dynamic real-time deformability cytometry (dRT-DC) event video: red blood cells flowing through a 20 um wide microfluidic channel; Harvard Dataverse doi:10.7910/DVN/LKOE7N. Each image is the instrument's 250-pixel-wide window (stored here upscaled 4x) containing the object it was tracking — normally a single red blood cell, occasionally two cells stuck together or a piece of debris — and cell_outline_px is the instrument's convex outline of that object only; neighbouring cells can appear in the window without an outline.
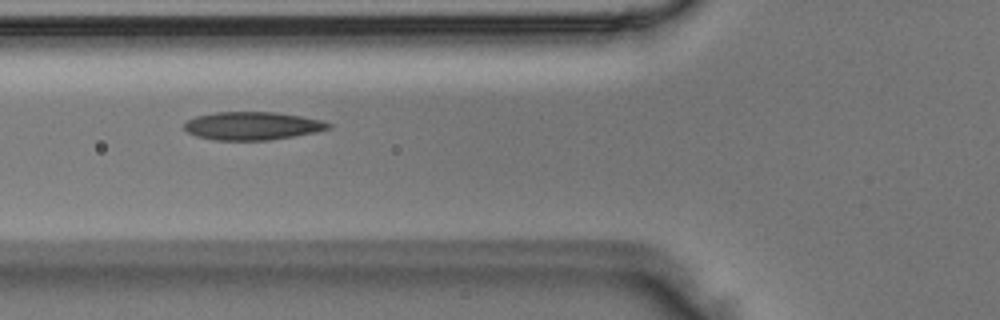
{"species": "Egyptian fruit bat (a non-hibernating species)", "species_latin": "Rousettus aegyptiacus", "temperature_condition": "room temperature", "stored_images_in_passage": 9, "camera_frame_rate_fps": 3000, "um_per_image_px": 0.085, "animal": {"sex": "male"}, "frame": {"image": 1, "passage_image": 6, "time_ms": 1.667, "image_size_px": [1000, 320], "cell_outline_px": [[332, 128], [316, 132], [268, 140], [216, 140], [196, 136], [188, 132], [184, 128], [184, 124], [188, 120], [196, 116], [216, 112], [276, 112], [300, 116], [320, 120], [332, 124]], "centroid_in_image_um": [21.45, 10.69], "position_along_channel_um": 104.4, "area_um2": 23.47}}
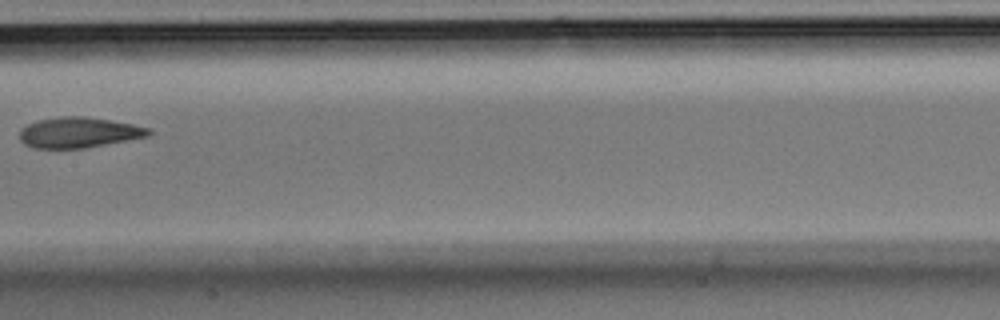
{"frame": {"image": 2, "passage_image": 8, "time_ms": 2.333, "image_size_px": [1000, 320], "cell_outline_px": [[152, 132], [148, 136], [84, 148], [32, 148], [24, 144], [20, 140], [20, 132], [28, 124], [36, 120], [60, 116], [84, 116], [132, 124], [152, 128]], "centroid_in_image_um": [6.69, 11.26], "position_along_channel_um": 200.7, "area_um2": 22.83}}
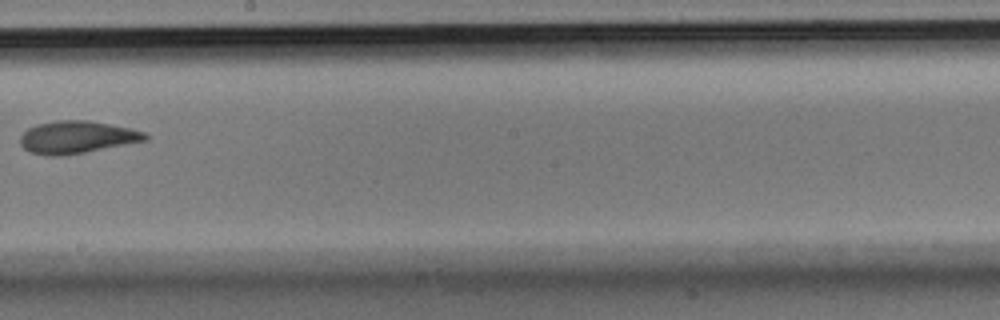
{"frame": {"image": 3, "passage_image": 9, "time_ms": 2.667, "image_size_px": [1000, 320], "cell_outline_px": [[148, 140], [84, 152], [60, 156], [48, 156], [32, 152], [24, 148], [20, 144], [20, 136], [28, 128], [36, 124], [60, 120], [88, 120], [132, 128], [144, 132], [148, 136]], "centroid_in_image_um": [6.54, 11.65], "position_along_channel_um": 241.7, "area_um2": 23.52}}